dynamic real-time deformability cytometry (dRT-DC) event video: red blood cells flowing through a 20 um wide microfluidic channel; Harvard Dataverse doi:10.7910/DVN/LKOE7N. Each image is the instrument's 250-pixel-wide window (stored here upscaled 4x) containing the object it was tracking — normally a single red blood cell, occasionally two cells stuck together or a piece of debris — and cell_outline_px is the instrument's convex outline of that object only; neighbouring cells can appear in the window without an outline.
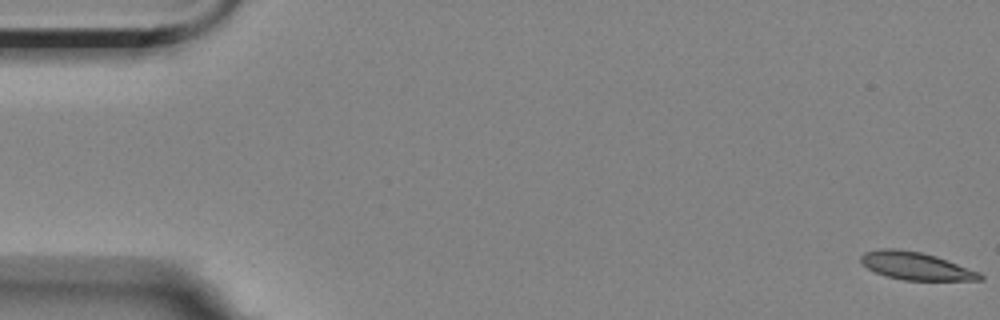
{"species": "Egyptian fruit bat (a non-hibernating species)", "species_latin": "Rousettus aegyptiacus", "temperature_condition": "room temperature", "stored_images_in_passage": 57, "camera_frame_rate_fps": 3000, "um_per_image_px": 0.085, "animal": {"sex": "female"}, "frame": {"image": 1, "passage_image": 1, "time_ms": 0.0, "image_size_px": [1000, 320], "cell_outline_px": [[984, 280], [904, 280], [888, 276], [876, 272], [868, 268], [860, 260], [860, 256], [864, 252], [880, 248], [896, 248], [920, 252], [936, 256], [980, 272], [984, 276]], "centroid_in_image_um": [77.86, 22.6], "position_along_channel_um": 7.1, "area_um2": 19.13}}
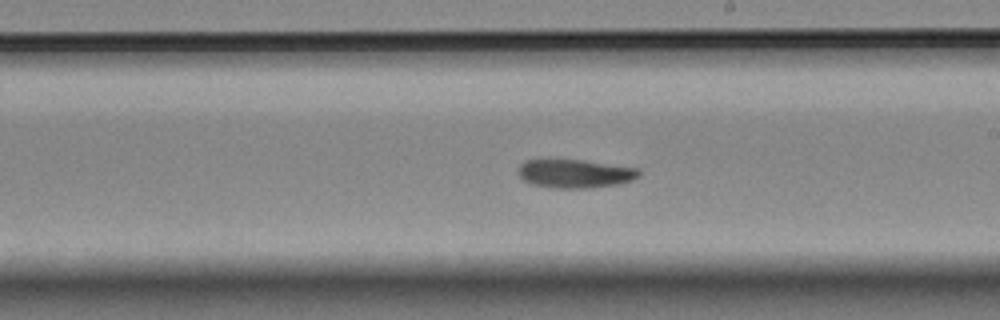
{"frame": {"image": 2, "passage_image": 33, "time_ms": 10.667, "image_size_px": [1000, 320], "cell_outline_px": [[640, 176], [632, 180], [616, 184], [588, 188], [556, 188], [532, 184], [524, 180], [516, 172], [520, 164], [524, 160], [584, 160], [640, 168]], "centroid_in_image_um": [48.88, 14.75], "position_along_channel_um": 240.1, "area_um2": 20.11}}
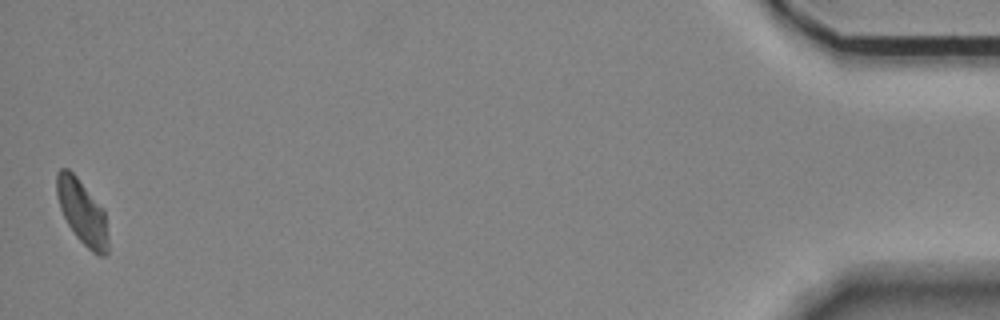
{"frame": {"image": 3, "passage_image": 57, "time_ms": 18.667, "image_size_px": [1000, 320], "cell_outline_px": [[108, 252], [104, 256], [100, 256], [92, 252], [76, 236], [68, 224], [60, 208], [56, 196], [56, 172], [60, 168], [68, 168], [76, 176], [104, 208], [108, 236]], "centroid_in_image_um": [6.99, 18.01], "position_along_channel_um": 428.2, "area_um2": 19.42}, "authors_computed_cell_mechanics": {"area_um2": 20.1144, "velocity_mm_per_s": 3.4906, "shape_relaxation_time_tau1_ms": 5.8729, "shape_relaxation_time_tau2_ms": null, "deformation_change_tau1": 0.1412, "deformation_change_tau2": null}}